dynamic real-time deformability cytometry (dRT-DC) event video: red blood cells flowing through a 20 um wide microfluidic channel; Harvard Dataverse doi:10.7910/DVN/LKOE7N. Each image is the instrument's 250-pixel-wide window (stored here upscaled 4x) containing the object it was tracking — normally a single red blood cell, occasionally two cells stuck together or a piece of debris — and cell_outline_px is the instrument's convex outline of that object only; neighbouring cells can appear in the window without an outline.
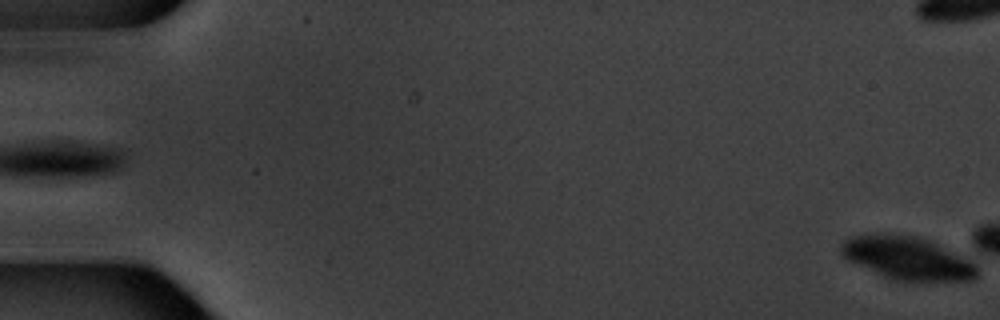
{"species": "common noctule bat (a hibernating species)", "species_latin": "Nyctalus noctula", "temperature_condition": "warm", "stored_images_in_passage": 5, "segment_of_instrument_passage": [2, 2], "camera_frame_rate_fps": 3000, "um_per_image_px": 0.085, "animal": {"sex": "male", "body_mass_g": 20.1, "forearm_length_mm": 53.5}, "frame": {"image": 1, "passage_image": 5, "time_ms": 4.667, "image_size_px": [1000, 320], "cell_outline_px": [[976, 276], [972, 280], [892, 280], [848, 260], [840, 252], [840, 244], [848, 236], [864, 232], [892, 232], [916, 236], [928, 240], [936, 244], [972, 264], [976, 268]], "centroid_in_image_um": [76.94, 21.88], "position_along_channel_um": 8.1, "area_um2": 33.7}}